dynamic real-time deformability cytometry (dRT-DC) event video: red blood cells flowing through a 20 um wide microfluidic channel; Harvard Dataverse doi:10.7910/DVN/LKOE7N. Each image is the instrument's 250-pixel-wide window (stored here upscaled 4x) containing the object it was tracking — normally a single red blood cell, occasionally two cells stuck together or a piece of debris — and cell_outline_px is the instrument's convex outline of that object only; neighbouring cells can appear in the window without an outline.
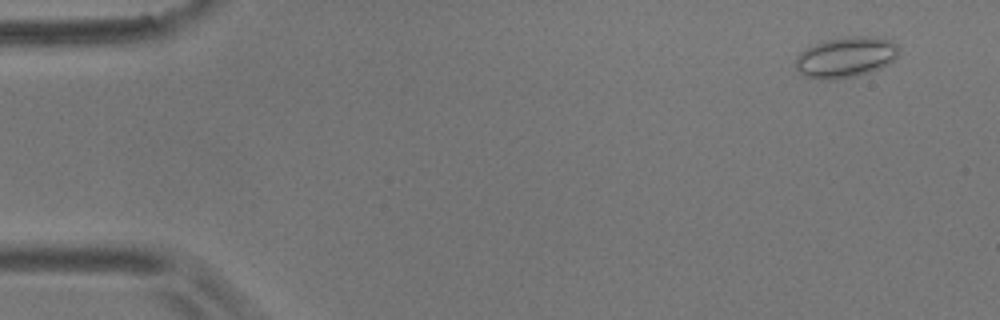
{"species": "common noctule bat (a hibernating species)", "species_latin": "Nyctalus noctula", "temperature_condition": "room temperature", "stored_images_in_passage": 6, "camera_frame_rate_fps": 3000, "um_per_image_px": 0.085, "animal": {"sex": "male", "body_mass_g": 17.9}, "frame": {"image": 1, "passage_image": 2, "time_ms": 0.333, "image_size_px": [1000, 320], "cell_outline_px": [[896, 56], [888, 64], [880, 68], [856, 76], [836, 80], [820, 80], [804, 76], [796, 68], [796, 56], [800, 52], [816, 44], [828, 40], [848, 36], [860, 36], [888, 40], [896, 44]], "centroid_in_image_um": [71.83, 4.89], "position_along_channel_um": 13.2, "area_um2": 23.99}}